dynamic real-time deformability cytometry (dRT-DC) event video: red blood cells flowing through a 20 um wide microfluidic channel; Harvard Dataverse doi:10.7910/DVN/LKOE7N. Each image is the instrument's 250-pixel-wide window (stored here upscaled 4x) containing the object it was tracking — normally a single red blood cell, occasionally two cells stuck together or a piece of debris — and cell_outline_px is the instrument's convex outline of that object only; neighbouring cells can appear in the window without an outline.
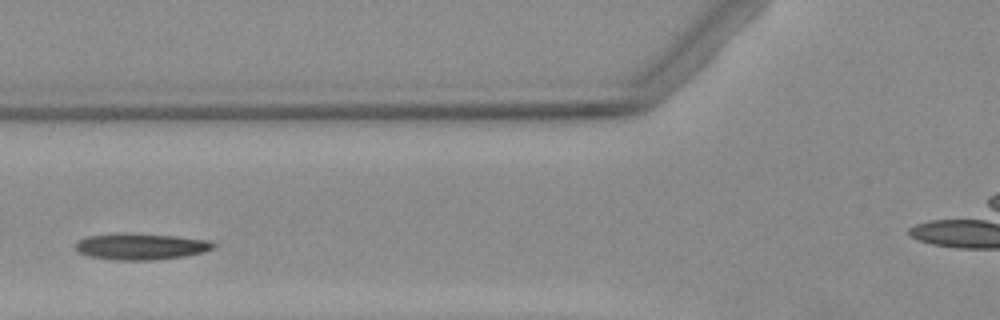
{"species": "Egyptian fruit bat (a non-hibernating species)", "species_latin": "Rousettus aegyptiacus", "temperature_condition": "warm", "stored_images_in_passage": 3, "camera_frame_rate_fps": 3000, "um_per_image_px": 0.085, "animal": {"sex": "female"}, "frame": {"image": 1, "passage_image": 3, "time_ms": 2.333, "image_size_px": [1000, 320], "cell_outline_px": [[216, 248], [204, 252], [184, 256], [152, 260], [112, 260], [88, 256], [76, 252], [76, 244], [80, 240], [88, 236], [116, 232], [124, 232], [176, 236], [208, 240], [216, 244]], "centroid_in_image_um": [11.96, 20.94], "position_along_channel_um": 113.8, "area_um2": 21.5}}